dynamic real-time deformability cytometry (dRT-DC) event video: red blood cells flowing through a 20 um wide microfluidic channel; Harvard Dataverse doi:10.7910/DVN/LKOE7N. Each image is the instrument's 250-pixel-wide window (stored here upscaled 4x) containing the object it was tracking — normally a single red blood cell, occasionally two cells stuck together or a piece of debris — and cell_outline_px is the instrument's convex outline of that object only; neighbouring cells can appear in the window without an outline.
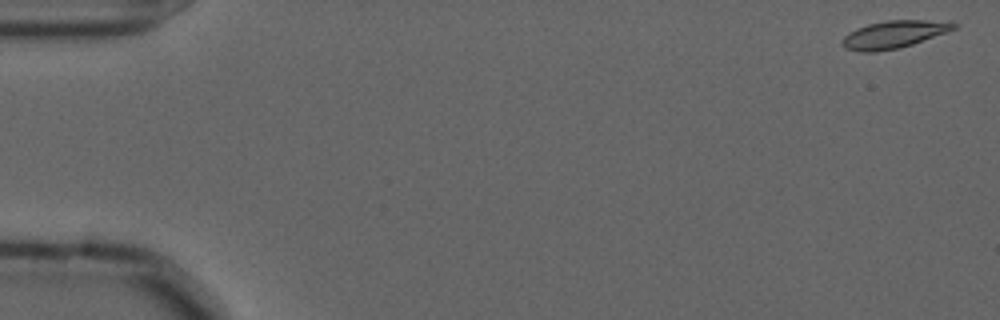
{"species": "common noctule bat (a hibernating species)", "species_latin": "Nyctalus noctula", "temperature_condition": "cold", "stored_images_in_passage": 4, "camera_frame_rate_fps": 3000, "um_per_image_px": 0.085, "animal": {"sex": "male", "forearm_length_mm": 52.5}, "frame": {"image": 1, "passage_image": 1, "time_ms": 0.0, "image_size_px": [1000, 320], "cell_outline_px": [[960, 24], [956, 28], [948, 32], [912, 44], [896, 48], [876, 52], [860, 52], [844, 48], [840, 44], [840, 40], [844, 36], [856, 28], [868, 24], [888, 20], [924, 20]], "centroid_in_image_um": [75.92, 2.93], "position_along_channel_um": 9.1, "area_um2": 17.8}}